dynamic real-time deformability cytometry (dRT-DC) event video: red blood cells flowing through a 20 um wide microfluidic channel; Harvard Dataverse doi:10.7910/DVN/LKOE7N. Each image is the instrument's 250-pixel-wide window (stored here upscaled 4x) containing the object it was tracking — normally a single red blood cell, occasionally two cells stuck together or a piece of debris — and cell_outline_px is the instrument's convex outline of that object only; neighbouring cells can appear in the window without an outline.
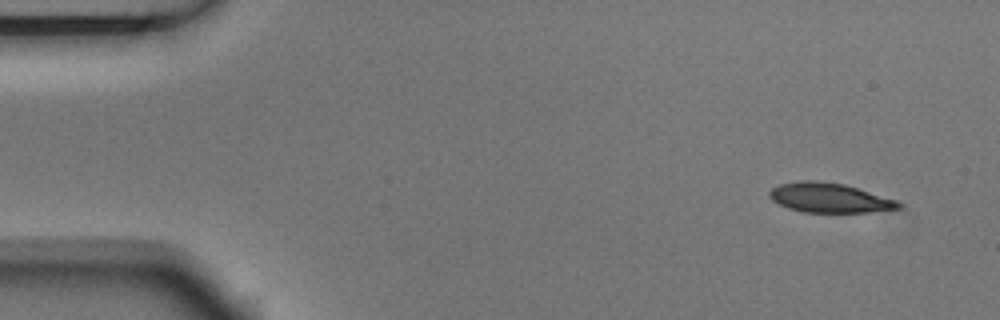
{"species": "Egyptian fruit bat (a non-hibernating species)", "species_latin": "Rousettus aegyptiacus", "temperature_condition": "room temperature", "stored_images_in_passage": 4, "camera_frame_rate_fps": 3000, "um_per_image_px": 0.085, "animal": {"sex": "male"}, "frame": {"image": 1, "passage_image": 1, "time_ms": 0.0, "image_size_px": [1000, 320], "cell_outline_px": [[900, 208], [868, 212], [804, 212], [788, 208], [772, 200], [768, 196], [768, 192], [772, 188], [780, 184], [800, 180], [816, 180], [844, 184], [896, 200], [900, 204]], "centroid_in_image_um": [70.44, 16.8], "position_along_channel_um": 14.6, "area_um2": 22.02}}
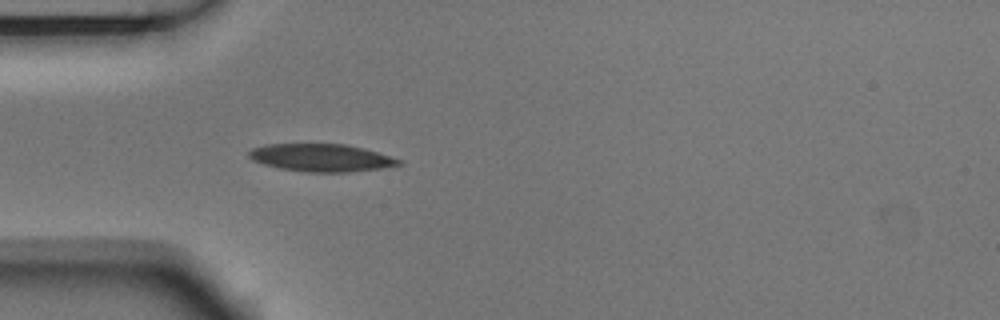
{"frame": {"image": 2, "passage_image": 4, "time_ms": 1.0, "image_size_px": [1000, 320], "cell_outline_px": [[404, 164], [384, 168], [348, 172], [304, 172], [280, 168], [264, 164], [252, 160], [248, 156], [248, 152], [252, 148], [268, 144], [344, 144], [364, 148], [404, 160]], "centroid_in_image_um": [27.35, 13.41], "position_along_channel_um": 57.6, "area_um2": 24.28}}